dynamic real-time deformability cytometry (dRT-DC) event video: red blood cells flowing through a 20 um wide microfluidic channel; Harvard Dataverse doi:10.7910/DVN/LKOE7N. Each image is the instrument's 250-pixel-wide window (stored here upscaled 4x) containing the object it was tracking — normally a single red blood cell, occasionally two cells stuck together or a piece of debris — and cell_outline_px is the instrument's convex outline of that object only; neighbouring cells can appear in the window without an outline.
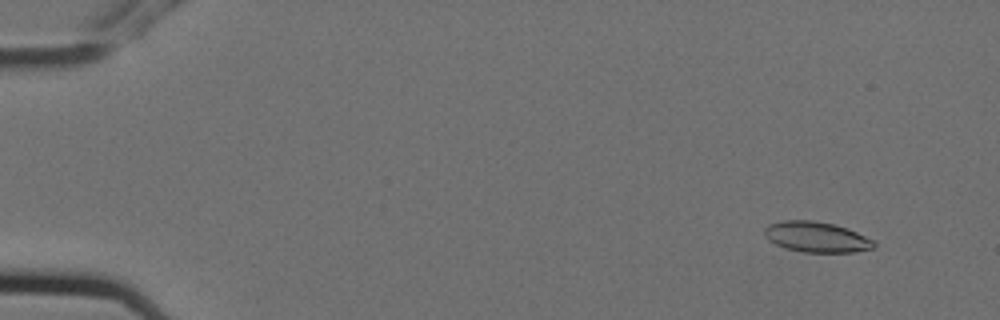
{"species": "Egyptian fruit bat (a non-hibernating species)", "species_latin": "Rousettus aegyptiacus", "temperature_condition": "cold", "stored_images_in_passage": 5, "camera_frame_rate_fps": 3000, "um_per_image_px": 0.085, "animal": {"sex": "female"}, "frame": {"image": 1, "passage_image": 1, "time_ms": 0.0, "image_size_px": [1000, 320], "cell_outline_px": [[876, 248], [856, 252], [804, 252], [784, 248], [768, 240], [764, 236], [764, 228], [768, 224], [784, 220], [812, 220], [836, 224], [848, 228], [872, 240], [876, 244]], "centroid_in_image_um": [69.39, 20.14], "position_along_channel_um": 15.6, "area_um2": 19.65}}
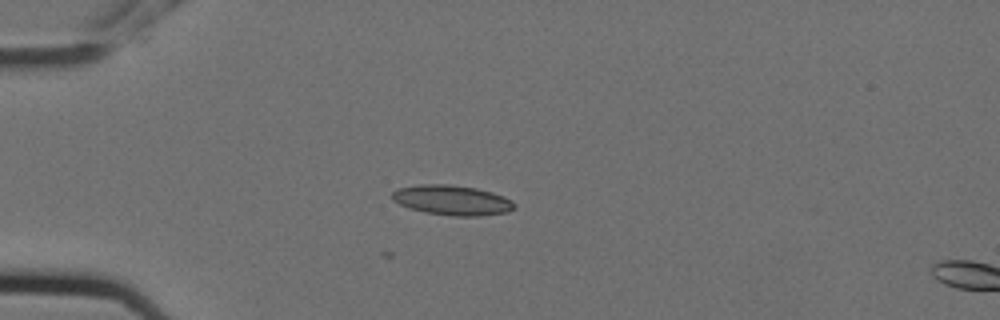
{"frame": {"image": 2, "passage_image": 4, "time_ms": 1.0, "image_size_px": [1000, 320], "cell_outline_px": [[516, 208], [508, 212], [480, 216], [452, 216], [424, 212], [400, 204], [392, 200], [392, 192], [396, 188], [420, 184], [448, 184], [476, 188], [492, 192], [504, 196], [512, 200], [516, 204]], "centroid_in_image_um": [38.45, 17.01], "position_along_channel_um": 46.5, "area_um2": 21.5}}